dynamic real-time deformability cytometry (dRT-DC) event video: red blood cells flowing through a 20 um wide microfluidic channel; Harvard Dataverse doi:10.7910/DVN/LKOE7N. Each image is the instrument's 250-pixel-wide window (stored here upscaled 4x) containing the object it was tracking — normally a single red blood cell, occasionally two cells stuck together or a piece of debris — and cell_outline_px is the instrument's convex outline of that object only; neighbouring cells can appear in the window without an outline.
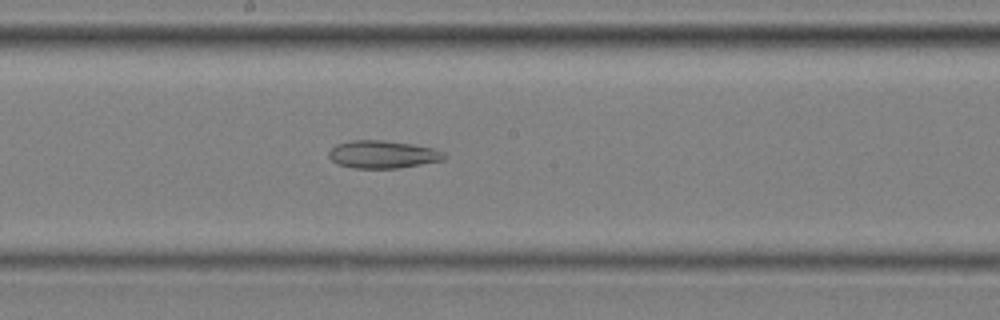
{"species": "common noctule bat (a hibernating species)", "species_latin": "Nyctalus noctula", "temperature_condition": "cold", "stored_images_in_passage": 51, "camera_frame_rate_fps": 3000, "um_per_image_px": 0.085, "animal": {"sex": "male", "body_mass_g": 20.4}, "frame": {"image": 1, "passage_image": 28, "time_ms": 9.0, "image_size_px": [1000, 320], "cell_outline_px": [[448, 156], [444, 160], [396, 168], [352, 168], [336, 164], [328, 156], [328, 152], [336, 144], [352, 140], [384, 140], [412, 144], [432, 148], [444, 152]], "centroid_in_image_um": [32.52, 13.12], "position_along_channel_um": 215.7, "area_um2": 18.67}}
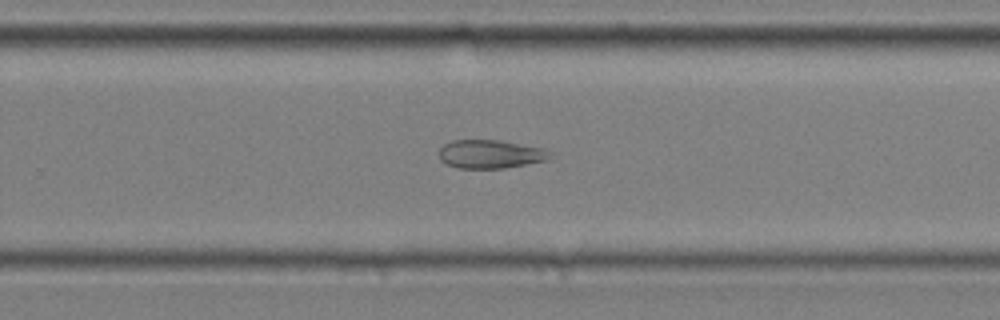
{"frame": {"image": 2, "passage_image": 34, "time_ms": 11.0, "image_size_px": [1000, 320], "cell_outline_px": [[552, 156], [548, 160], [504, 168], [456, 168], [440, 160], [440, 148], [444, 144], [452, 140], [500, 140], [540, 148], [552, 152]], "centroid_in_image_um": [41.68, 13.1], "position_along_channel_um": 288.1, "area_um2": 18.32}}
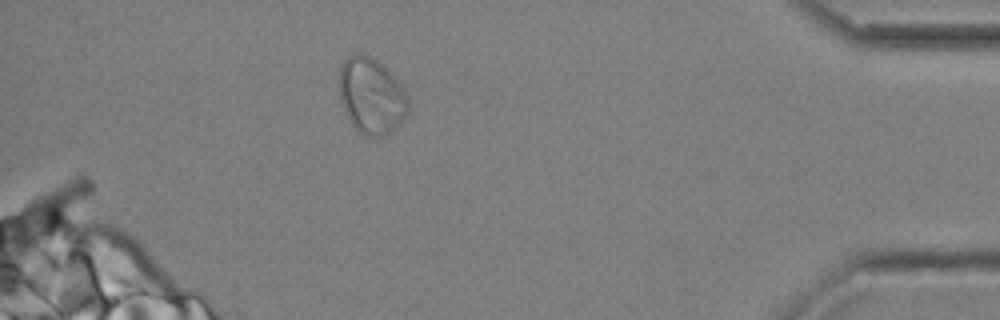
{"frame": {"image": 3, "passage_image": 47, "time_ms": 15.333, "image_size_px": [1000, 320], "cell_outline_px": [[408, 112], [400, 124], [384, 136], [372, 136], [360, 132], [352, 124], [340, 100], [340, 68], [344, 60], [348, 56], [356, 52], [360, 52], [372, 56], [396, 80], [404, 92], [408, 100]], "centroid_in_image_um": [31.55, 8.13], "position_along_channel_um": 403.6, "area_um2": 30.0}, "authors_computed_cell_mechanics": {"area_um2": 25.9522, "velocity_mm_per_s": 3.6353, "shape_relaxation_time_tau1_ms": null, "shape_relaxation_time_tau2_ms": 3.2624, "deformation_change_tau1": null, "deformation_change_tau2": 0.0912}}